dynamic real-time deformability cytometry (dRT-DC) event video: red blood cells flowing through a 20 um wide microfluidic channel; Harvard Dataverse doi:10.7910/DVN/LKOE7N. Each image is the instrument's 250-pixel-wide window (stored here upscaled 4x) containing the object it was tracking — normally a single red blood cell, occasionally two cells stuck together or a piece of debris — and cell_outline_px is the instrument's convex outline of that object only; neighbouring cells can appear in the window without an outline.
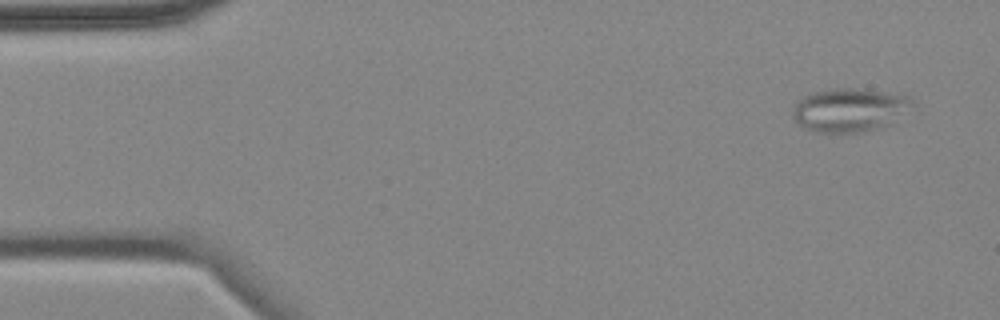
{"species": "common noctule bat (a hibernating species)", "species_latin": "Nyctalus noctula", "temperature_condition": "cold", "stored_images_in_passage": 14, "segment_of_instrument_passage": [1, 2], "camera_frame_rate_fps": 3000, "um_per_image_px": 0.085, "animal": {"sex": "female", "body_mass_g": 18.4}, "frame": {"image": 1, "passage_image": 1, "time_ms": 0.0, "image_size_px": [1000, 320], "cell_outline_px": [[916, 104], [884, 128], [860, 132], [816, 132], [804, 128], [792, 116], [792, 104], [796, 100], [812, 92], [832, 88], [864, 88], [908, 96]], "centroid_in_image_um": [72.19, 9.33], "position_along_channel_um": 12.8, "area_um2": 30.75}}